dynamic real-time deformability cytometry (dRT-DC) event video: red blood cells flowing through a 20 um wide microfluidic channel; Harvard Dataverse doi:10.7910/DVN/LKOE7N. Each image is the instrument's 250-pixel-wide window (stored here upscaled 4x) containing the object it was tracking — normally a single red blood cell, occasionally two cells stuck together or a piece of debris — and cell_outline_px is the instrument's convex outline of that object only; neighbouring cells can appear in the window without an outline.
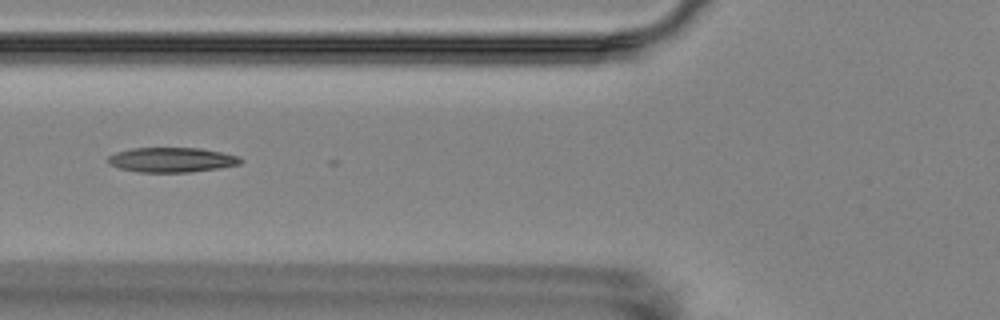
{"species": "Egyptian fruit bat (a non-hibernating species)", "species_latin": "Rousettus aegyptiacus", "temperature_condition": "room temperature", "stored_images_in_passage": 8, "camera_frame_rate_fps": 3000, "um_per_image_px": 0.085, "animal": {"sex": "female"}, "frame": {"image": 1, "passage_image": 3, "time_ms": 3.0, "image_size_px": [1000, 320], "cell_outline_px": [[244, 160], [240, 164], [220, 168], [192, 172], [140, 172], [120, 168], [108, 164], [108, 156], [116, 152], [132, 148], [200, 148], [240, 156]], "centroid_in_image_um": [14.62, 13.58], "position_along_channel_um": 111.2, "area_um2": 19.19}}
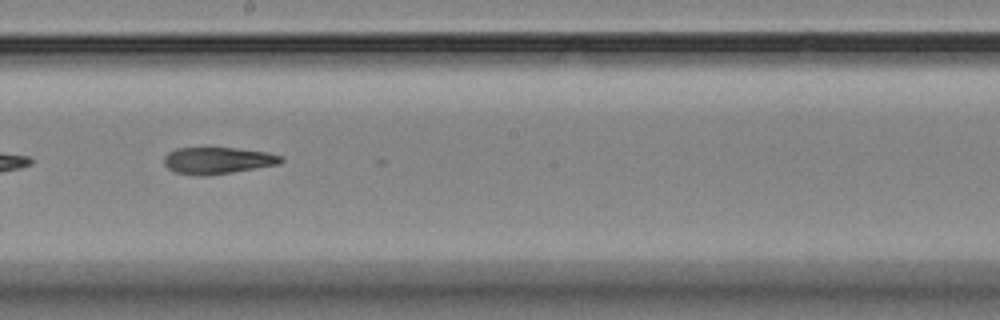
{"frame": {"image": 2, "passage_image": 6, "time_ms": 6.333, "image_size_px": [1000, 320], "cell_outline_px": [[284, 160], [280, 164], [232, 172], [204, 176], [200, 176], [176, 172], [168, 168], [164, 164], [164, 156], [168, 152], [176, 148], [236, 148], [268, 152], [284, 156]], "centroid_in_image_um": [18.53, 13.64], "position_along_channel_um": 229.7, "area_um2": 18.26}}
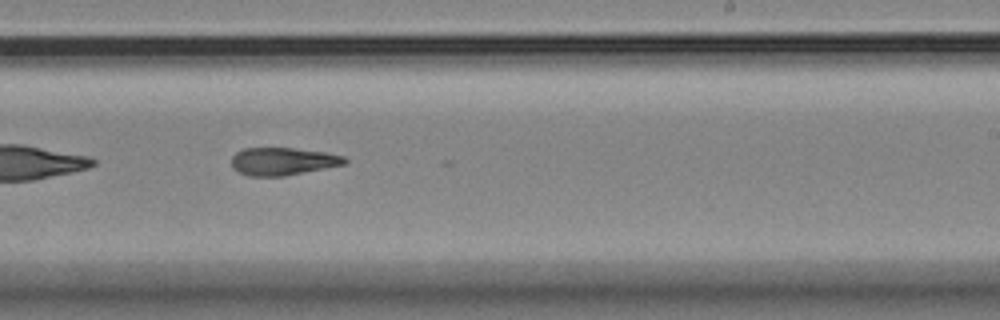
{"frame": {"image": 3, "passage_image": 7, "time_ms": 7.333, "image_size_px": [1000, 320], "cell_outline_px": [[348, 164], [284, 176], [248, 176], [232, 168], [232, 156], [236, 152], [244, 148], [292, 148], [324, 152], [344, 156], [348, 160]], "centroid_in_image_um": [24.06, 13.72], "position_along_channel_um": 264.9, "area_um2": 18.32}}